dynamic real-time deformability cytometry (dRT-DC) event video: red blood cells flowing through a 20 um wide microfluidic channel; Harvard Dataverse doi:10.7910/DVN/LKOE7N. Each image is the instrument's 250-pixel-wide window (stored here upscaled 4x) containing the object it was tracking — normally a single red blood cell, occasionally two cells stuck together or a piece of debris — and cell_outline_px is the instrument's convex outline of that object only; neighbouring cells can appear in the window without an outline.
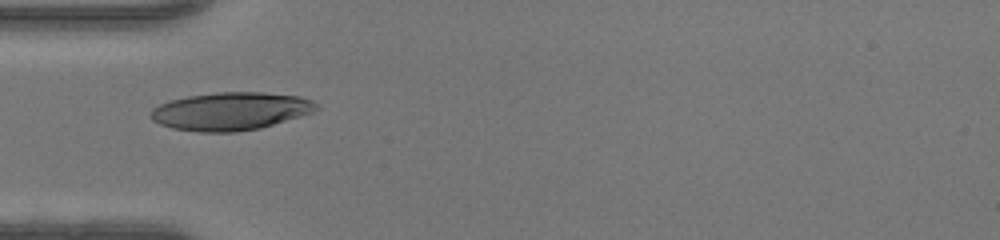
{"species": "human", "species_latin": "Homo sapiens", "temperature_condition": "warm", "stored_images_in_passage": 33, "camera_frame_rate_fps": 3000, "um_per_image_px": 0.085, "donor": {"sex": "female"}, "frame": {"image": 1, "passage_image": 1, "time_ms": 0.0, "image_size_px": [1000, 240], "cell_outline_px": [[320, 108], [312, 112], [300, 116], [260, 128], [236, 132], [200, 132], [172, 128], [160, 124], [152, 120], [148, 116], [148, 112], [152, 108], [160, 104], [172, 100], [188, 96], [220, 92], [260, 92], [300, 96], [312, 100]], "centroid_in_image_um": [19.57, 9.45], "position_along_channel_um": 65.4, "area_um2": 36.59}}
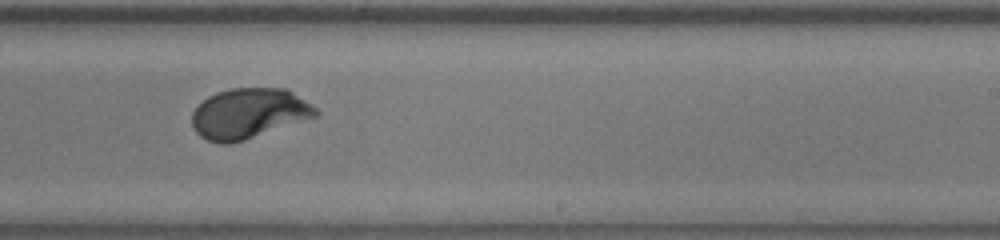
{"frame": {"image": 2, "passage_image": 15, "time_ms": 4.667, "image_size_px": [1000, 240], "cell_outline_px": [[320, 112], [316, 116], [232, 144], [220, 144], [208, 140], [200, 136], [196, 132], [192, 124], [192, 112], [208, 96], [216, 92], [232, 88], [288, 88], [316, 108]], "centroid_in_image_um": [21.13, 9.64], "position_along_channel_um": 267.9, "area_um2": 36.07}}
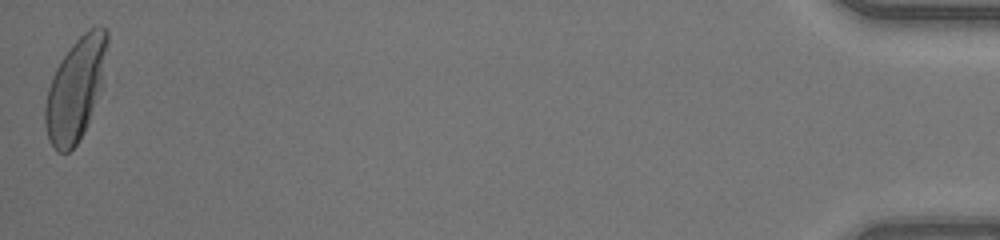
{"frame": {"image": 3, "passage_image": 33, "time_ms": 10.667, "image_size_px": [1000, 240], "cell_outline_px": [[108, 40], [100, 84], [84, 132], [76, 144], [68, 152], [56, 152], [48, 136], [44, 124], [44, 104], [48, 88], [52, 76], [60, 60], [72, 44], [88, 28], [96, 24], [100, 24], [108, 32]], "centroid_in_image_um": [6.37, 7.54], "position_along_channel_um": 428.8, "area_um2": 36.3}, "authors_computed_cell_mechanics": {"area_um2": 35.9516, "velocity_mm_per_s": 4.3677, "shape_relaxation_time_tau1_ms": 2.2754, "shape_relaxation_time_tau2_ms": null, "deformation_change_tau1": 0.1801, "deformation_change_tau2": null}}